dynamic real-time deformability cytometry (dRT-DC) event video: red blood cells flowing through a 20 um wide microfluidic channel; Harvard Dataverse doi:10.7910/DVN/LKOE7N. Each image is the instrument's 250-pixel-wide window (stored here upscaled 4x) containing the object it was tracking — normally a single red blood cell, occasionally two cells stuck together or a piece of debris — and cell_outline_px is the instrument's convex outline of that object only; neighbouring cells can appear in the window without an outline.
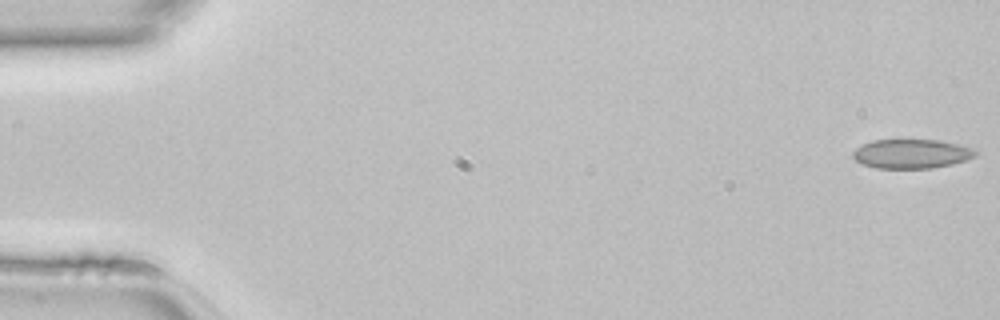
{"species": "common noctule bat (a hibernating species)", "species_latin": "Nyctalus noctula", "temperature_condition": "room temperature", "stored_images_in_passage": 47, "camera_frame_rate_fps": 3000, "um_per_image_px": 0.085, "animal": {"sex": "female", "body_mass_g": 22.7, "forearm_length_mm": 54.2}, "frame": {"image": 1, "passage_image": 1, "time_ms": 0.0, "image_size_px": [1000, 320], "cell_outline_px": [[976, 156], [952, 164], [932, 168], [876, 168], [864, 164], [856, 160], [852, 156], [852, 152], [856, 148], [872, 140], [940, 140], [972, 148], [976, 152]], "centroid_in_image_um": [77.46, 13.07], "position_along_channel_um": 7.5, "area_um2": 20.63}}
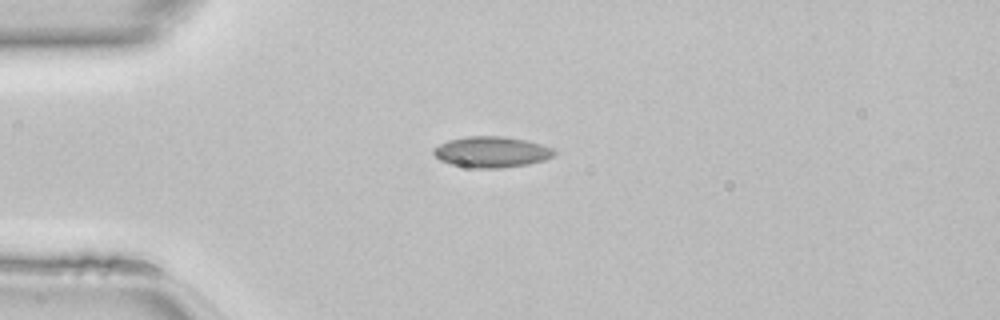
{"frame": {"image": 2, "passage_image": 12, "time_ms": 3.667, "image_size_px": [1000, 320], "cell_outline_px": [[556, 152], [552, 156], [544, 160], [528, 164], [500, 168], [472, 168], [448, 164], [440, 160], [432, 152], [432, 148], [448, 140], [464, 136], [504, 136], [524, 140], [540, 144], [552, 148]], "centroid_in_image_um": [41.73, 12.92], "position_along_channel_um": 43.3, "area_um2": 21.79}}
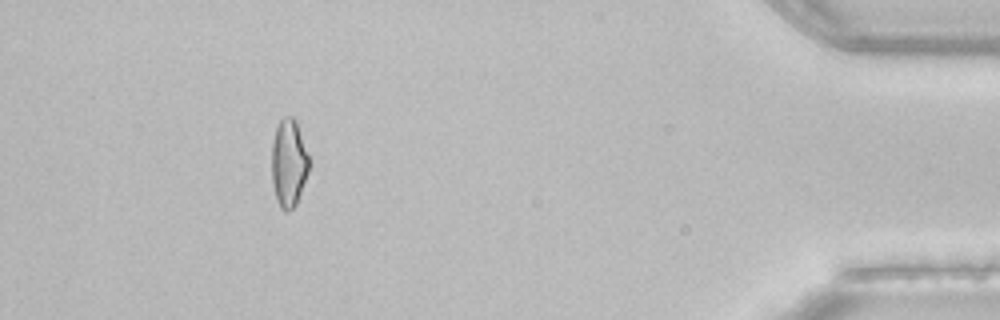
{"frame": {"image": 3, "passage_image": 43, "time_ms": 14.0, "image_size_px": [1000, 320], "cell_outline_px": [[308, 172], [296, 204], [288, 212], [284, 212], [280, 208], [276, 200], [272, 184], [272, 144], [276, 128], [280, 120], [284, 116], [292, 116], [296, 120], [308, 156]], "centroid_in_image_um": [24.52, 13.88], "position_along_channel_um": 410.7, "area_um2": 18.96}}